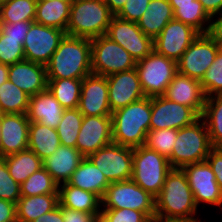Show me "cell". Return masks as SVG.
I'll list each match as a JSON object with an SVG mask.
<instances>
[{"label": "cell", "mask_w": 222, "mask_h": 222, "mask_svg": "<svg viewBox=\"0 0 222 222\" xmlns=\"http://www.w3.org/2000/svg\"><path fill=\"white\" fill-rule=\"evenodd\" d=\"M185 172L172 168L161 192L155 197V217L162 220L202 222ZM199 219V220H198Z\"/></svg>", "instance_id": "cell-1"}, {"label": "cell", "mask_w": 222, "mask_h": 222, "mask_svg": "<svg viewBox=\"0 0 222 222\" xmlns=\"http://www.w3.org/2000/svg\"><path fill=\"white\" fill-rule=\"evenodd\" d=\"M47 79H83L92 74L91 40L65 35L46 65Z\"/></svg>", "instance_id": "cell-2"}, {"label": "cell", "mask_w": 222, "mask_h": 222, "mask_svg": "<svg viewBox=\"0 0 222 222\" xmlns=\"http://www.w3.org/2000/svg\"><path fill=\"white\" fill-rule=\"evenodd\" d=\"M111 117L113 143L130 148L143 146L150 130L151 98L144 97L117 109Z\"/></svg>", "instance_id": "cell-3"}, {"label": "cell", "mask_w": 222, "mask_h": 222, "mask_svg": "<svg viewBox=\"0 0 222 222\" xmlns=\"http://www.w3.org/2000/svg\"><path fill=\"white\" fill-rule=\"evenodd\" d=\"M113 16L103 0H72L66 35L90 40L106 35Z\"/></svg>", "instance_id": "cell-4"}, {"label": "cell", "mask_w": 222, "mask_h": 222, "mask_svg": "<svg viewBox=\"0 0 222 222\" xmlns=\"http://www.w3.org/2000/svg\"><path fill=\"white\" fill-rule=\"evenodd\" d=\"M212 145L204 120L200 117L193 124L178 130L171 157L168 159L172 168L206 161Z\"/></svg>", "instance_id": "cell-5"}, {"label": "cell", "mask_w": 222, "mask_h": 222, "mask_svg": "<svg viewBox=\"0 0 222 222\" xmlns=\"http://www.w3.org/2000/svg\"><path fill=\"white\" fill-rule=\"evenodd\" d=\"M172 169L169 160L145 145L133 148L131 179L156 197L163 187L166 175Z\"/></svg>", "instance_id": "cell-6"}, {"label": "cell", "mask_w": 222, "mask_h": 222, "mask_svg": "<svg viewBox=\"0 0 222 222\" xmlns=\"http://www.w3.org/2000/svg\"><path fill=\"white\" fill-rule=\"evenodd\" d=\"M101 209H133L155 218V197L132 179L110 183L101 199Z\"/></svg>", "instance_id": "cell-7"}, {"label": "cell", "mask_w": 222, "mask_h": 222, "mask_svg": "<svg viewBox=\"0 0 222 222\" xmlns=\"http://www.w3.org/2000/svg\"><path fill=\"white\" fill-rule=\"evenodd\" d=\"M146 97L163 96L173 77L178 73L177 62L153 50L137 61L135 67Z\"/></svg>", "instance_id": "cell-8"}, {"label": "cell", "mask_w": 222, "mask_h": 222, "mask_svg": "<svg viewBox=\"0 0 222 222\" xmlns=\"http://www.w3.org/2000/svg\"><path fill=\"white\" fill-rule=\"evenodd\" d=\"M135 59L106 35L91 39L92 74L109 76L136 67Z\"/></svg>", "instance_id": "cell-9"}, {"label": "cell", "mask_w": 222, "mask_h": 222, "mask_svg": "<svg viewBox=\"0 0 222 222\" xmlns=\"http://www.w3.org/2000/svg\"><path fill=\"white\" fill-rule=\"evenodd\" d=\"M88 158L104 174L109 183L131 179L133 148L111 143L90 154Z\"/></svg>", "instance_id": "cell-10"}, {"label": "cell", "mask_w": 222, "mask_h": 222, "mask_svg": "<svg viewBox=\"0 0 222 222\" xmlns=\"http://www.w3.org/2000/svg\"><path fill=\"white\" fill-rule=\"evenodd\" d=\"M219 49L207 33L200 34L177 61L178 73L201 81Z\"/></svg>", "instance_id": "cell-11"}, {"label": "cell", "mask_w": 222, "mask_h": 222, "mask_svg": "<svg viewBox=\"0 0 222 222\" xmlns=\"http://www.w3.org/2000/svg\"><path fill=\"white\" fill-rule=\"evenodd\" d=\"M66 32L33 22L23 42L25 60L46 66Z\"/></svg>", "instance_id": "cell-12"}, {"label": "cell", "mask_w": 222, "mask_h": 222, "mask_svg": "<svg viewBox=\"0 0 222 222\" xmlns=\"http://www.w3.org/2000/svg\"><path fill=\"white\" fill-rule=\"evenodd\" d=\"M112 41L122 46L134 59L139 61L153 50V40L145 35L136 22L114 15L106 33Z\"/></svg>", "instance_id": "cell-13"}, {"label": "cell", "mask_w": 222, "mask_h": 222, "mask_svg": "<svg viewBox=\"0 0 222 222\" xmlns=\"http://www.w3.org/2000/svg\"><path fill=\"white\" fill-rule=\"evenodd\" d=\"M200 116L190 107L164 96L151 97L150 130L177 129L189 126Z\"/></svg>", "instance_id": "cell-14"}, {"label": "cell", "mask_w": 222, "mask_h": 222, "mask_svg": "<svg viewBox=\"0 0 222 222\" xmlns=\"http://www.w3.org/2000/svg\"><path fill=\"white\" fill-rule=\"evenodd\" d=\"M182 170L187 176L197 207L205 203L222 208V190L207 161L186 165Z\"/></svg>", "instance_id": "cell-15"}, {"label": "cell", "mask_w": 222, "mask_h": 222, "mask_svg": "<svg viewBox=\"0 0 222 222\" xmlns=\"http://www.w3.org/2000/svg\"><path fill=\"white\" fill-rule=\"evenodd\" d=\"M199 35L191 26L172 19L153 40V48L158 54L177 62Z\"/></svg>", "instance_id": "cell-16"}, {"label": "cell", "mask_w": 222, "mask_h": 222, "mask_svg": "<svg viewBox=\"0 0 222 222\" xmlns=\"http://www.w3.org/2000/svg\"><path fill=\"white\" fill-rule=\"evenodd\" d=\"M113 143L111 116H83L76 148L84 156Z\"/></svg>", "instance_id": "cell-17"}, {"label": "cell", "mask_w": 222, "mask_h": 222, "mask_svg": "<svg viewBox=\"0 0 222 222\" xmlns=\"http://www.w3.org/2000/svg\"><path fill=\"white\" fill-rule=\"evenodd\" d=\"M78 109L83 116H111L105 76L90 74L83 78Z\"/></svg>", "instance_id": "cell-18"}, {"label": "cell", "mask_w": 222, "mask_h": 222, "mask_svg": "<svg viewBox=\"0 0 222 222\" xmlns=\"http://www.w3.org/2000/svg\"><path fill=\"white\" fill-rule=\"evenodd\" d=\"M106 78L108 100L112 112L146 97L135 68L111 74Z\"/></svg>", "instance_id": "cell-19"}, {"label": "cell", "mask_w": 222, "mask_h": 222, "mask_svg": "<svg viewBox=\"0 0 222 222\" xmlns=\"http://www.w3.org/2000/svg\"><path fill=\"white\" fill-rule=\"evenodd\" d=\"M27 114H3L1 117L0 157L28 149Z\"/></svg>", "instance_id": "cell-20"}, {"label": "cell", "mask_w": 222, "mask_h": 222, "mask_svg": "<svg viewBox=\"0 0 222 222\" xmlns=\"http://www.w3.org/2000/svg\"><path fill=\"white\" fill-rule=\"evenodd\" d=\"M163 96L173 102L192 108L200 117L202 116L206 96L200 81L177 73Z\"/></svg>", "instance_id": "cell-21"}, {"label": "cell", "mask_w": 222, "mask_h": 222, "mask_svg": "<svg viewBox=\"0 0 222 222\" xmlns=\"http://www.w3.org/2000/svg\"><path fill=\"white\" fill-rule=\"evenodd\" d=\"M8 80L30 97L47 89L46 66L22 60L9 66Z\"/></svg>", "instance_id": "cell-22"}, {"label": "cell", "mask_w": 222, "mask_h": 222, "mask_svg": "<svg viewBox=\"0 0 222 222\" xmlns=\"http://www.w3.org/2000/svg\"><path fill=\"white\" fill-rule=\"evenodd\" d=\"M64 110L47 88L30 97L27 117L30 122H38L41 125L56 129Z\"/></svg>", "instance_id": "cell-23"}, {"label": "cell", "mask_w": 222, "mask_h": 222, "mask_svg": "<svg viewBox=\"0 0 222 222\" xmlns=\"http://www.w3.org/2000/svg\"><path fill=\"white\" fill-rule=\"evenodd\" d=\"M83 158L77 148L60 145L53 154L43 160V168L60 185L70 180Z\"/></svg>", "instance_id": "cell-24"}, {"label": "cell", "mask_w": 222, "mask_h": 222, "mask_svg": "<svg viewBox=\"0 0 222 222\" xmlns=\"http://www.w3.org/2000/svg\"><path fill=\"white\" fill-rule=\"evenodd\" d=\"M172 19L174 12L169 0H151L137 25L145 35L154 40Z\"/></svg>", "instance_id": "cell-25"}, {"label": "cell", "mask_w": 222, "mask_h": 222, "mask_svg": "<svg viewBox=\"0 0 222 222\" xmlns=\"http://www.w3.org/2000/svg\"><path fill=\"white\" fill-rule=\"evenodd\" d=\"M70 185L96 194L100 199L110 185L104 174L88 158L84 157L78 168L72 173Z\"/></svg>", "instance_id": "cell-26"}, {"label": "cell", "mask_w": 222, "mask_h": 222, "mask_svg": "<svg viewBox=\"0 0 222 222\" xmlns=\"http://www.w3.org/2000/svg\"><path fill=\"white\" fill-rule=\"evenodd\" d=\"M58 191L61 206L82 212L101 213V199L96 194L68 182L60 184Z\"/></svg>", "instance_id": "cell-27"}, {"label": "cell", "mask_w": 222, "mask_h": 222, "mask_svg": "<svg viewBox=\"0 0 222 222\" xmlns=\"http://www.w3.org/2000/svg\"><path fill=\"white\" fill-rule=\"evenodd\" d=\"M59 204V194L21 196L16 203L17 222H32L39 216L52 211Z\"/></svg>", "instance_id": "cell-28"}, {"label": "cell", "mask_w": 222, "mask_h": 222, "mask_svg": "<svg viewBox=\"0 0 222 222\" xmlns=\"http://www.w3.org/2000/svg\"><path fill=\"white\" fill-rule=\"evenodd\" d=\"M72 0L37 1L34 22L66 32Z\"/></svg>", "instance_id": "cell-29"}, {"label": "cell", "mask_w": 222, "mask_h": 222, "mask_svg": "<svg viewBox=\"0 0 222 222\" xmlns=\"http://www.w3.org/2000/svg\"><path fill=\"white\" fill-rule=\"evenodd\" d=\"M61 145L56 129L41 125L38 122L29 124L28 149L44 160L53 154Z\"/></svg>", "instance_id": "cell-30"}, {"label": "cell", "mask_w": 222, "mask_h": 222, "mask_svg": "<svg viewBox=\"0 0 222 222\" xmlns=\"http://www.w3.org/2000/svg\"><path fill=\"white\" fill-rule=\"evenodd\" d=\"M3 158L11 177L19 184L43 167V160L30 149L6 155Z\"/></svg>", "instance_id": "cell-31"}, {"label": "cell", "mask_w": 222, "mask_h": 222, "mask_svg": "<svg viewBox=\"0 0 222 222\" xmlns=\"http://www.w3.org/2000/svg\"><path fill=\"white\" fill-rule=\"evenodd\" d=\"M201 118L206 124L212 148H222V95L206 98Z\"/></svg>", "instance_id": "cell-32"}, {"label": "cell", "mask_w": 222, "mask_h": 222, "mask_svg": "<svg viewBox=\"0 0 222 222\" xmlns=\"http://www.w3.org/2000/svg\"><path fill=\"white\" fill-rule=\"evenodd\" d=\"M47 88L64 109H76L79 106L83 79H47Z\"/></svg>", "instance_id": "cell-33"}, {"label": "cell", "mask_w": 222, "mask_h": 222, "mask_svg": "<svg viewBox=\"0 0 222 222\" xmlns=\"http://www.w3.org/2000/svg\"><path fill=\"white\" fill-rule=\"evenodd\" d=\"M171 6L174 12V19L191 26L200 34L208 33L211 17L203 9L199 0H195V4Z\"/></svg>", "instance_id": "cell-34"}, {"label": "cell", "mask_w": 222, "mask_h": 222, "mask_svg": "<svg viewBox=\"0 0 222 222\" xmlns=\"http://www.w3.org/2000/svg\"><path fill=\"white\" fill-rule=\"evenodd\" d=\"M30 96L7 80L0 86V108L3 114H27Z\"/></svg>", "instance_id": "cell-35"}, {"label": "cell", "mask_w": 222, "mask_h": 222, "mask_svg": "<svg viewBox=\"0 0 222 222\" xmlns=\"http://www.w3.org/2000/svg\"><path fill=\"white\" fill-rule=\"evenodd\" d=\"M37 0H2L0 22L34 21Z\"/></svg>", "instance_id": "cell-36"}, {"label": "cell", "mask_w": 222, "mask_h": 222, "mask_svg": "<svg viewBox=\"0 0 222 222\" xmlns=\"http://www.w3.org/2000/svg\"><path fill=\"white\" fill-rule=\"evenodd\" d=\"M20 189L21 196L25 197L43 194H59V185L43 167L31 174L20 184Z\"/></svg>", "instance_id": "cell-37"}, {"label": "cell", "mask_w": 222, "mask_h": 222, "mask_svg": "<svg viewBox=\"0 0 222 222\" xmlns=\"http://www.w3.org/2000/svg\"><path fill=\"white\" fill-rule=\"evenodd\" d=\"M82 121L83 115L78 108L64 110L62 119L56 128L61 145L76 148Z\"/></svg>", "instance_id": "cell-38"}, {"label": "cell", "mask_w": 222, "mask_h": 222, "mask_svg": "<svg viewBox=\"0 0 222 222\" xmlns=\"http://www.w3.org/2000/svg\"><path fill=\"white\" fill-rule=\"evenodd\" d=\"M177 134V129L149 130L146 136L145 146L169 159Z\"/></svg>", "instance_id": "cell-39"}, {"label": "cell", "mask_w": 222, "mask_h": 222, "mask_svg": "<svg viewBox=\"0 0 222 222\" xmlns=\"http://www.w3.org/2000/svg\"><path fill=\"white\" fill-rule=\"evenodd\" d=\"M204 94L207 97L222 95V49L217 52L214 62L208 68L200 81Z\"/></svg>", "instance_id": "cell-40"}, {"label": "cell", "mask_w": 222, "mask_h": 222, "mask_svg": "<svg viewBox=\"0 0 222 222\" xmlns=\"http://www.w3.org/2000/svg\"><path fill=\"white\" fill-rule=\"evenodd\" d=\"M23 42L24 39L7 38L0 31V63L10 66L24 60Z\"/></svg>", "instance_id": "cell-41"}, {"label": "cell", "mask_w": 222, "mask_h": 222, "mask_svg": "<svg viewBox=\"0 0 222 222\" xmlns=\"http://www.w3.org/2000/svg\"><path fill=\"white\" fill-rule=\"evenodd\" d=\"M20 197V184L11 177L5 159L0 157V199L16 204Z\"/></svg>", "instance_id": "cell-42"}, {"label": "cell", "mask_w": 222, "mask_h": 222, "mask_svg": "<svg viewBox=\"0 0 222 222\" xmlns=\"http://www.w3.org/2000/svg\"><path fill=\"white\" fill-rule=\"evenodd\" d=\"M101 222H149L150 219L141 211L133 209H101Z\"/></svg>", "instance_id": "cell-43"}, {"label": "cell", "mask_w": 222, "mask_h": 222, "mask_svg": "<svg viewBox=\"0 0 222 222\" xmlns=\"http://www.w3.org/2000/svg\"><path fill=\"white\" fill-rule=\"evenodd\" d=\"M150 1L151 0H127L116 16L137 23L144 14Z\"/></svg>", "instance_id": "cell-44"}, {"label": "cell", "mask_w": 222, "mask_h": 222, "mask_svg": "<svg viewBox=\"0 0 222 222\" xmlns=\"http://www.w3.org/2000/svg\"><path fill=\"white\" fill-rule=\"evenodd\" d=\"M34 21H18L17 23L0 22V31L7 35V38L25 39L31 24Z\"/></svg>", "instance_id": "cell-45"}, {"label": "cell", "mask_w": 222, "mask_h": 222, "mask_svg": "<svg viewBox=\"0 0 222 222\" xmlns=\"http://www.w3.org/2000/svg\"><path fill=\"white\" fill-rule=\"evenodd\" d=\"M63 222H99L101 213L82 212L60 205Z\"/></svg>", "instance_id": "cell-46"}, {"label": "cell", "mask_w": 222, "mask_h": 222, "mask_svg": "<svg viewBox=\"0 0 222 222\" xmlns=\"http://www.w3.org/2000/svg\"><path fill=\"white\" fill-rule=\"evenodd\" d=\"M206 161L211 166L216 181L222 190V148H212Z\"/></svg>", "instance_id": "cell-47"}, {"label": "cell", "mask_w": 222, "mask_h": 222, "mask_svg": "<svg viewBox=\"0 0 222 222\" xmlns=\"http://www.w3.org/2000/svg\"><path fill=\"white\" fill-rule=\"evenodd\" d=\"M219 17H218V16ZM211 16L210 27L208 35L220 46L222 49V13ZM215 17V20H214ZM218 19H217V18Z\"/></svg>", "instance_id": "cell-48"}, {"label": "cell", "mask_w": 222, "mask_h": 222, "mask_svg": "<svg viewBox=\"0 0 222 222\" xmlns=\"http://www.w3.org/2000/svg\"><path fill=\"white\" fill-rule=\"evenodd\" d=\"M0 222H17L15 203L0 199Z\"/></svg>", "instance_id": "cell-49"}, {"label": "cell", "mask_w": 222, "mask_h": 222, "mask_svg": "<svg viewBox=\"0 0 222 222\" xmlns=\"http://www.w3.org/2000/svg\"><path fill=\"white\" fill-rule=\"evenodd\" d=\"M199 2L210 17L222 13V0H199Z\"/></svg>", "instance_id": "cell-50"}, {"label": "cell", "mask_w": 222, "mask_h": 222, "mask_svg": "<svg viewBox=\"0 0 222 222\" xmlns=\"http://www.w3.org/2000/svg\"><path fill=\"white\" fill-rule=\"evenodd\" d=\"M32 222H63L62 212L60 210V204L52 211L39 216Z\"/></svg>", "instance_id": "cell-51"}, {"label": "cell", "mask_w": 222, "mask_h": 222, "mask_svg": "<svg viewBox=\"0 0 222 222\" xmlns=\"http://www.w3.org/2000/svg\"><path fill=\"white\" fill-rule=\"evenodd\" d=\"M126 1L127 0H103L114 15H116L122 9Z\"/></svg>", "instance_id": "cell-52"}, {"label": "cell", "mask_w": 222, "mask_h": 222, "mask_svg": "<svg viewBox=\"0 0 222 222\" xmlns=\"http://www.w3.org/2000/svg\"><path fill=\"white\" fill-rule=\"evenodd\" d=\"M9 66L0 63V86L8 80Z\"/></svg>", "instance_id": "cell-53"}, {"label": "cell", "mask_w": 222, "mask_h": 222, "mask_svg": "<svg viewBox=\"0 0 222 222\" xmlns=\"http://www.w3.org/2000/svg\"><path fill=\"white\" fill-rule=\"evenodd\" d=\"M171 5L195 4V0H169Z\"/></svg>", "instance_id": "cell-54"}, {"label": "cell", "mask_w": 222, "mask_h": 222, "mask_svg": "<svg viewBox=\"0 0 222 222\" xmlns=\"http://www.w3.org/2000/svg\"><path fill=\"white\" fill-rule=\"evenodd\" d=\"M149 222H185V221L162 220V219H158L155 217V218L151 219Z\"/></svg>", "instance_id": "cell-55"}, {"label": "cell", "mask_w": 222, "mask_h": 222, "mask_svg": "<svg viewBox=\"0 0 222 222\" xmlns=\"http://www.w3.org/2000/svg\"><path fill=\"white\" fill-rule=\"evenodd\" d=\"M0 138H1V118H0Z\"/></svg>", "instance_id": "cell-56"}, {"label": "cell", "mask_w": 222, "mask_h": 222, "mask_svg": "<svg viewBox=\"0 0 222 222\" xmlns=\"http://www.w3.org/2000/svg\"><path fill=\"white\" fill-rule=\"evenodd\" d=\"M2 115H3V113H2L1 108H0V118L2 117Z\"/></svg>", "instance_id": "cell-57"}]
</instances>
